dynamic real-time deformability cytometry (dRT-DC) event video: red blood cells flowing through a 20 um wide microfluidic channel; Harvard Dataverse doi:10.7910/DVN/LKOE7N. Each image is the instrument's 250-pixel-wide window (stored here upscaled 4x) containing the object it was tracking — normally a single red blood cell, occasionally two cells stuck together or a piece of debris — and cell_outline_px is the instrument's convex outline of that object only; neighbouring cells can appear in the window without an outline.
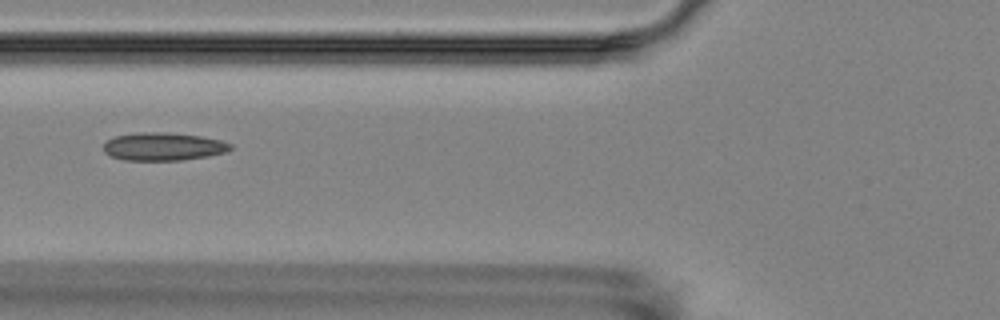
{"species": "Egyptian fruit bat (a non-hibernating species)", "species_latin": "Rousettus aegyptiacus", "temperature_condition": "room temperature", "stored_images_in_passage": 6, "camera_frame_rate_fps": 3000, "um_per_image_px": 0.085, "animal": {"sex": "female"}, "frame": {"image": 1, "passage_image": 6, "time_ms": 6.333, "image_size_px": [1000, 320], "cell_outline_px": [[232, 148], [224, 152], [208, 156], [180, 160], [124, 160], [112, 156], [104, 152], [104, 144], [108, 140], [116, 136], [136, 132], [168, 132], [200, 136], [220, 140], [232, 144]], "centroid_in_image_um": [13.87, 12.45], "position_along_channel_um": 111.9, "area_um2": 20.58}}